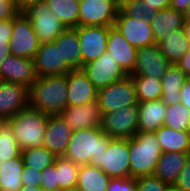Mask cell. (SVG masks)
<instances>
[{"mask_svg":"<svg viewBox=\"0 0 190 191\" xmlns=\"http://www.w3.org/2000/svg\"><path fill=\"white\" fill-rule=\"evenodd\" d=\"M80 166L61 157H56V177L61 191H74Z\"/></svg>","mask_w":190,"mask_h":191,"instance_id":"cell-32","label":"cell"},{"mask_svg":"<svg viewBox=\"0 0 190 191\" xmlns=\"http://www.w3.org/2000/svg\"><path fill=\"white\" fill-rule=\"evenodd\" d=\"M185 20H190V5L187 8L186 12L184 13Z\"/></svg>","mask_w":190,"mask_h":191,"instance_id":"cell-52","label":"cell"},{"mask_svg":"<svg viewBox=\"0 0 190 191\" xmlns=\"http://www.w3.org/2000/svg\"><path fill=\"white\" fill-rule=\"evenodd\" d=\"M144 1L142 0H128L120 5V10L132 18H145Z\"/></svg>","mask_w":190,"mask_h":191,"instance_id":"cell-40","label":"cell"},{"mask_svg":"<svg viewBox=\"0 0 190 191\" xmlns=\"http://www.w3.org/2000/svg\"><path fill=\"white\" fill-rule=\"evenodd\" d=\"M188 76L176 65L171 64L166 73L162 76V97L166 105H174L181 101V87Z\"/></svg>","mask_w":190,"mask_h":191,"instance_id":"cell-26","label":"cell"},{"mask_svg":"<svg viewBox=\"0 0 190 191\" xmlns=\"http://www.w3.org/2000/svg\"><path fill=\"white\" fill-rule=\"evenodd\" d=\"M173 187L176 191H190V154Z\"/></svg>","mask_w":190,"mask_h":191,"instance_id":"cell-42","label":"cell"},{"mask_svg":"<svg viewBox=\"0 0 190 191\" xmlns=\"http://www.w3.org/2000/svg\"><path fill=\"white\" fill-rule=\"evenodd\" d=\"M54 42L60 47L61 60L71 69L82 68L81 46L74 28H66Z\"/></svg>","mask_w":190,"mask_h":191,"instance_id":"cell-25","label":"cell"},{"mask_svg":"<svg viewBox=\"0 0 190 191\" xmlns=\"http://www.w3.org/2000/svg\"><path fill=\"white\" fill-rule=\"evenodd\" d=\"M21 154V150L13 135L10 125L3 121L0 125V161L14 159Z\"/></svg>","mask_w":190,"mask_h":191,"instance_id":"cell-36","label":"cell"},{"mask_svg":"<svg viewBox=\"0 0 190 191\" xmlns=\"http://www.w3.org/2000/svg\"><path fill=\"white\" fill-rule=\"evenodd\" d=\"M157 44L171 64H177L190 48V42L184 29L170 32Z\"/></svg>","mask_w":190,"mask_h":191,"instance_id":"cell-27","label":"cell"},{"mask_svg":"<svg viewBox=\"0 0 190 191\" xmlns=\"http://www.w3.org/2000/svg\"><path fill=\"white\" fill-rule=\"evenodd\" d=\"M38 0H14L16 5L23 11L29 4L34 3Z\"/></svg>","mask_w":190,"mask_h":191,"instance_id":"cell-49","label":"cell"},{"mask_svg":"<svg viewBox=\"0 0 190 191\" xmlns=\"http://www.w3.org/2000/svg\"><path fill=\"white\" fill-rule=\"evenodd\" d=\"M129 139H112L97 159H91L90 166L102 169L111 178L131 177L129 161Z\"/></svg>","mask_w":190,"mask_h":191,"instance_id":"cell-5","label":"cell"},{"mask_svg":"<svg viewBox=\"0 0 190 191\" xmlns=\"http://www.w3.org/2000/svg\"><path fill=\"white\" fill-rule=\"evenodd\" d=\"M183 29L185 30L187 38L189 39V42H190V20H185L184 21Z\"/></svg>","mask_w":190,"mask_h":191,"instance_id":"cell-51","label":"cell"},{"mask_svg":"<svg viewBox=\"0 0 190 191\" xmlns=\"http://www.w3.org/2000/svg\"><path fill=\"white\" fill-rule=\"evenodd\" d=\"M0 191H10V190H6V189H2V188H0Z\"/></svg>","mask_w":190,"mask_h":191,"instance_id":"cell-54","label":"cell"},{"mask_svg":"<svg viewBox=\"0 0 190 191\" xmlns=\"http://www.w3.org/2000/svg\"><path fill=\"white\" fill-rule=\"evenodd\" d=\"M67 102L69 106H79L97 101V89L82 69H72L67 73Z\"/></svg>","mask_w":190,"mask_h":191,"instance_id":"cell-20","label":"cell"},{"mask_svg":"<svg viewBox=\"0 0 190 191\" xmlns=\"http://www.w3.org/2000/svg\"><path fill=\"white\" fill-rule=\"evenodd\" d=\"M36 79L33 59L10 54L0 64V81L19 83L29 89Z\"/></svg>","mask_w":190,"mask_h":191,"instance_id":"cell-15","label":"cell"},{"mask_svg":"<svg viewBox=\"0 0 190 191\" xmlns=\"http://www.w3.org/2000/svg\"><path fill=\"white\" fill-rule=\"evenodd\" d=\"M49 10L60 18L67 28L79 26V0H45Z\"/></svg>","mask_w":190,"mask_h":191,"instance_id":"cell-31","label":"cell"},{"mask_svg":"<svg viewBox=\"0 0 190 191\" xmlns=\"http://www.w3.org/2000/svg\"><path fill=\"white\" fill-rule=\"evenodd\" d=\"M72 133L60 115H49L43 145L57 157L64 156Z\"/></svg>","mask_w":190,"mask_h":191,"instance_id":"cell-21","label":"cell"},{"mask_svg":"<svg viewBox=\"0 0 190 191\" xmlns=\"http://www.w3.org/2000/svg\"><path fill=\"white\" fill-rule=\"evenodd\" d=\"M102 131L112 139H130L138 132V105L102 114Z\"/></svg>","mask_w":190,"mask_h":191,"instance_id":"cell-8","label":"cell"},{"mask_svg":"<svg viewBox=\"0 0 190 191\" xmlns=\"http://www.w3.org/2000/svg\"><path fill=\"white\" fill-rule=\"evenodd\" d=\"M97 101L102 114L138 104L132 77L127 75L124 79L97 90Z\"/></svg>","mask_w":190,"mask_h":191,"instance_id":"cell-7","label":"cell"},{"mask_svg":"<svg viewBox=\"0 0 190 191\" xmlns=\"http://www.w3.org/2000/svg\"><path fill=\"white\" fill-rule=\"evenodd\" d=\"M114 27L135 49L156 44L149 18H132L119 9Z\"/></svg>","mask_w":190,"mask_h":191,"instance_id":"cell-11","label":"cell"},{"mask_svg":"<svg viewBox=\"0 0 190 191\" xmlns=\"http://www.w3.org/2000/svg\"><path fill=\"white\" fill-rule=\"evenodd\" d=\"M29 89L19 83L0 81V118L4 121L29 106Z\"/></svg>","mask_w":190,"mask_h":191,"instance_id":"cell-18","label":"cell"},{"mask_svg":"<svg viewBox=\"0 0 190 191\" xmlns=\"http://www.w3.org/2000/svg\"><path fill=\"white\" fill-rule=\"evenodd\" d=\"M33 60L37 77L63 75L72 70L61 60L60 47L55 42L41 43Z\"/></svg>","mask_w":190,"mask_h":191,"instance_id":"cell-17","label":"cell"},{"mask_svg":"<svg viewBox=\"0 0 190 191\" xmlns=\"http://www.w3.org/2000/svg\"><path fill=\"white\" fill-rule=\"evenodd\" d=\"M136 191H176L173 186L163 182L154 175L140 176L137 178Z\"/></svg>","mask_w":190,"mask_h":191,"instance_id":"cell-37","label":"cell"},{"mask_svg":"<svg viewBox=\"0 0 190 191\" xmlns=\"http://www.w3.org/2000/svg\"><path fill=\"white\" fill-rule=\"evenodd\" d=\"M137 178H111L106 191H136Z\"/></svg>","mask_w":190,"mask_h":191,"instance_id":"cell-41","label":"cell"},{"mask_svg":"<svg viewBox=\"0 0 190 191\" xmlns=\"http://www.w3.org/2000/svg\"><path fill=\"white\" fill-rule=\"evenodd\" d=\"M59 115L72 131L102 126V113L98 101L66 107Z\"/></svg>","mask_w":190,"mask_h":191,"instance_id":"cell-16","label":"cell"},{"mask_svg":"<svg viewBox=\"0 0 190 191\" xmlns=\"http://www.w3.org/2000/svg\"><path fill=\"white\" fill-rule=\"evenodd\" d=\"M163 152H190V131L161 126L154 132Z\"/></svg>","mask_w":190,"mask_h":191,"instance_id":"cell-28","label":"cell"},{"mask_svg":"<svg viewBox=\"0 0 190 191\" xmlns=\"http://www.w3.org/2000/svg\"><path fill=\"white\" fill-rule=\"evenodd\" d=\"M131 177L153 175L162 154L155 133H139L129 139Z\"/></svg>","mask_w":190,"mask_h":191,"instance_id":"cell-4","label":"cell"},{"mask_svg":"<svg viewBox=\"0 0 190 191\" xmlns=\"http://www.w3.org/2000/svg\"><path fill=\"white\" fill-rule=\"evenodd\" d=\"M189 154L190 152H163L156 164L153 175L173 186Z\"/></svg>","mask_w":190,"mask_h":191,"instance_id":"cell-24","label":"cell"},{"mask_svg":"<svg viewBox=\"0 0 190 191\" xmlns=\"http://www.w3.org/2000/svg\"><path fill=\"white\" fill-rule=\"evenodd\" d=\"M111 177L102 169L90 165H81L78 172L77 187L83 191H106Z\"/></svg>","mask_w":190,"mask_h":191,"instance_id":"cell-29","label":"cell"},{"mask_svg":"<svg viewBox=\"0 0 190 191\" xmlns=\"http://www.w3.org/2000/svg\"><path fill=\"white\" fill-rule=\"evenodd\" d=\"M111 140L101 127L73 131L63 157L79 166L89 165L91 159H97L106 151Z\"/></svg>","mask_w":190,"mask_h":191,"instance_id":"cell-3","label":"cell"},{"mask_svg":"<svg viewBox=\"0 0 190 191\" xmlns=\"http://www.w3.org/2000/svg\"><path fill=\"white\" fill-rule=\"evenodd\" d=\"M22 13L30 19L33 30L41 43L54 42L67 28L60 18L49 10L45 0L29 4Z\"/></svg>","mask_w":190,"mask_h":191,"instance_id":"cell-6","label":"cell"},{"mask_svg":"<svg viewBox=\"0 0 190 191\" xmlns=\"http://www.w3.org/2000/svg\"><path fill=\"white\" fill-rule=\"evenodd\" d=\"M4 120L2 119V118H0V125H1V123L3 122Z\"/></svg>","mask_w":190,"mask_h":191,"instance_id":"cell-55","label":"cell"},{"mask_svg":"<svg viewBox=\"0 0 190 191\" xmlns=\"http://www.w3.org/2000/svg\"><path fill=\"white\" fill-rule=\"evenodd\" d=\"M23 163L27 167H31L42 171L43 169L51 166L55 158V154L50 152L44 145L34 148L24 149L21 151Z\"/></svg>","mask_w":190,"mask_h":191,"instance_id":"cell-34","label":"cell"},{"mask_svg":"<svg viewBox=\"0 0 190 191\" xmlns=\"http://www.w3.org/2000/svg\"><path fill=\"white\" fill-rule=\"evenodd\" d=\"M19 191H44L40 186H22Z\"/></svg>","mask_w":190,"mask_h":191,"instance_id":"cell-50","label":"cell"},{"mask_svg":"<svg viewBox=\"0 0 190 191\" xmlns=\"http://www.w3.org/2000/svg\"><path fill=\"white\" fill-rule=\"evenodd\" d=\"M40 187L44 191H61L56 177V158L51 166L42 170Z\"/></svg>","mask_w":190,"mask_h":191,"instance_id":"cell-39","label":"cell"},{"mask_svg":"<svg viewBox=\"0 0 190 191\" xmlns=\"http://www.w3.org/2000/svg\"><path fill=\"white\" fill-rule=\"evenodd\" d=\"M24 169L23 158L21 154L9 160L0 161V188L19 191L21 189V173Z\"/></svg>","mask_w":190,"mask_h":191,"instance_id":"cell-30","label":"cell"},{"mask_svg":"<svg viewBox=\"0 0 190 191\" xmlns=\"http://www.w3.org/2000/svg\"><path fill=\"white\" fill-rule=\"evenodd\" d=\"M163 126L178 131H190L189 109L182 103L167 105Z\"/></svg>","mask_w":190,"mask_h":191,"instance_id":"cell-35","label":"cell"},{"mask_svg":"<svg viewBox=\"0 0 190 191\" xmlns=\"http://www.w3.org/2000/svg\"><path fill=\"white\" fill-rule=\"evenodd\" d=\"M21 12L14 0H0V21L14 19Z\"/></svg>","mask_w":190,"mask_h":191,"instance_id":"cell-43","label":"cell"},{"mask_svg":"<svg viewBox=\"0 0 190 191\" xmlns=\"http://www.w3.org/2000/svg\"><path fill=\"white\" fill-rule=\"evenodd\" d=\"M117 0H79V26H114Z\"/></svg>","mask_w":190,"mask_h":191,"instance_id":"cell-9","label":"cell"},{"mask_svg":"<svg viewBox=\"0 0 190 191\" xmlns=\"http://www.w3.org/2000/svg\"><path fill=\"white\" fill-rule=\"evenodd\" d=\"M106 52L111 55L127 75L132 73L136 62L137 49L131 46L114 26L109 27Z\"/></svg>","mask_w":190,"mask_h":191,"instance_id":"cell-19","label":"cell"},{"mask_svg":"<svg viewBox=\"0 0 190 191\" xmlns=\"http://www.w3.org/2000/svg\"><path fill=\"white\" fill-rule=\"evenodd\" d=\"M149 19L157 44L170 32L183 29L185 16L182 12L176 11L172 8H167L156 11V13Z\"/></svg>","mask_w":190,"mask_h":191,"instance_id":"cell-23","label":"cell"},{"mask_svg":"<svg viewBox=\"0 0 190 191\" xmlns=\"http://www.w3.org/2000/svg\"><path fill=\"white\" fill-rule=\"evenodd\" d=\"M181 101L184 106H186L190 111V77L186 79L183 86L181 87Z\"/></svg>","mask_w":190,"mask_h":191,"instance_id":"cell-46","label":"cell"},{"mask_svg":"<svg viewBox=\"0 0 190 191\" xmlns=\"http://www.w3.org/2000/svg\"><path fill=\"white\" fill-rule=\"evenodd\" d=\"M40 44L30 19L21 12L13 19V31L10 39L11 54L16 57L33 59Z\"/></svg>","mask_w":190,"mask_h":191,"instance_id":"cell-10","label":"cell"},{"mask_svg":"<svg viewBox=\"0 0 190 191\" xmlns=\"http://www.w3.org/2000/svg\"><path fill=\"white\" fill-rule=\"evenodd\" d=\"M48 117L47 113L28 106L5 120L21 151L43 145Z\"/></svg>","mask_w":190,"mask_h":191,"instance_id":"cell-2","label":"cell"},{"mask_svg":"<svg viewBox=\"0 0 190 191\" xmlns=\"http://www.w3.org/2000/svg\"><path fill=\"white\" fill-rule=\"evenodd\" d=\"M137 105L139 133H154L163 126L167 105L161 99L139 102Z\"/></svg>","mask_w":190,"mask_h":191,"instance_id":"cell-22","label":"cell"},{"mask_svg":"<svg viewBox=\"0 0 190 191\" xmlns=\"http://www.w3.org/2000/svg\"><path fill=\"white\" fill-rule=\"evenodd\" d=\"M13 31V19L0 21V64L11 54L10 39Z\"/></svg>","mask_w":190,"mask_h":191,"instance_id":"cell-38","label":"cell"},{"mask_svg":"<svg viewBox=\"0 0 190 191\" xmlns=\"http://www.w3.org/2000/svg\"><path fill=\"white\" fill-rule=\"evenodd\" d=\"M67 88V74L37 77L29 88V107L59 115L68 107Z\"/></svg>","mask_w":190,"mask_h":191,"instance_id":"cell-1","label":"cell"},{"mask_svg":"<svg viewBox=\"0 0 190 191\" xmlns=\"http://www.w3.org/2000/svg\"><path fill=\"white\" fill-rule=\"evenodd\" d=\"M81 69L97 90L127 76L107 52H104L99 58L82 65Z\"/></svg>","mask_w":190,"mask_h":191,"instance_id":"cell-12","label":"cell"},{"mask_svg":"<svg viewBox=\"0 0 190 191\" xmlns=\"http://www.w3.org/2000/svg\"><path fill=\"white\" fill-rule=\"evenodd\" d=\"M77 31L82 65L99 58L106 52L109 27L108 26H78Z\"/></svg>","mask_w":190,"mask_h":191,"instance_id":"cell-14","label":"cell"},{"mask_svg":"<svg viewBox=\"0 0 190 191\" xmlns=\"http://www.w3.org/2000/svg\"><path fill=\"white\" fill-rule=\"evenodd\" d=\"M42 171L27 167L24 165L21 173V182L23 186H40Z\"/></svg>","mask_w":190,"mask_h":191,"instance_id":"cell-44","label":"cell"},{"mask_svg":"<svg viewBox=\"0 0 190 191\" xmlns=\"http://www.w3.org/2000/svg\"><path fill=\"white\" fill-rule=\"evenodd\" d=\"M138 98V102L151 101L161 99L162 84L161 79L151 78L147 76H131Z\"/></svg>","mask_w":190,"mask_h":191,"instance_id":"cell-33","label":"cell"},{"mask_svg":"<svg viewBox=\"0 0 190 191\" xmlns=\"http://www.w3.org/2000/svg\"><path fill=\"white\" fill-rule=\"evenodd\" d=\"M171 63L160 51L158 44L137 49L134 69L130 76H147L162 79Z\"/></svg>","mask_w":190,"mask_h":191,"instance_id":"cell-13","label":"cell"},{"mask_svg":"<svg viewBox=\"0 0 190 191\" xmlns=\"http://www.w3.org/2000/svg\"><path fill=\"white\" fill-rule=\"evenodd\" d=\"M144 1L145 18H150L156 11L167 9L170 6V0H142Z\"/></svg>","mask_w":190,"mask_h":191,"instance_id":"cell-45","label":"cell"},{"mask_svg":"<svg viewBox=\"0 0 190 191\" xmlns=\"http://www.w3.org/2000/svg\"><path fill=\"white\" fill-rule=\"evenodd\" d=\"M117 1H118L119 6H120L121 4H123L124 2H126L128 0H117Z\"/></svg>","mask_w":190,"mask_h":191,"instance_id":"cell-53","label":"cell"},{"mask_svg":"<svg viewBox=\"0 0 190 191\" xmlns=\"http://www.w3.org/2000/svg\"><path fill=\"white\" fill-rule=\"evenodd\" d=\"M176 65L190 77V48Z\"/></svg>","mask_w":190,"mask_h":191,"instance_id":"cell-47","label":"cell"},{"mask_svg":"<svg viewBox=\"0 0 190 191\" xmlns=\"http://www.w3.org/2000/svg\"><path fill=\"white\" fill-rule=\"evenodd\" d=\"M190 5V0H170L169 8L185 13Z\"/></svg>","mask_w":190,"mask_h":191,"instance_id":"cell-48","label":"cell"}]
</instances>
